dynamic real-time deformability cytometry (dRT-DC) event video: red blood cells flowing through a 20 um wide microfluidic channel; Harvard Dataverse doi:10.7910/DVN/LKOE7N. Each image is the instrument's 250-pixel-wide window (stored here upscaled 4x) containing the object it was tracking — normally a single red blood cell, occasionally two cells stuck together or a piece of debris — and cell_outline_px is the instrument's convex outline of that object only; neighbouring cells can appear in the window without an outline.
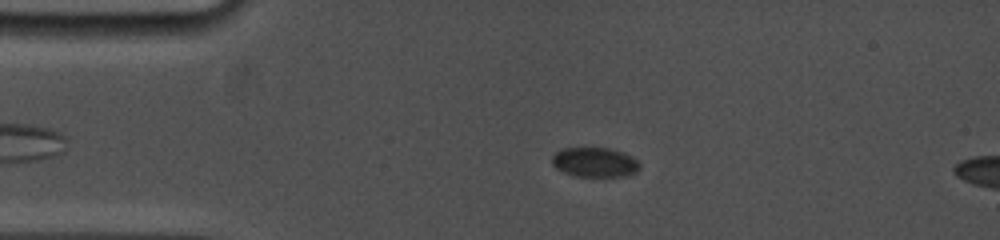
{"species": "common noctule bat (a hibernating species)", "species_latin": "Nyctalus noctula", "temperature_condition": "cold", "stored_images_in_passage": 11, "camera_frame_rate_fps": 5000, "um_per_image_px": 0.085, "animal": {"sex": "female", "body_mass_g": 19.0, "forearm_length_mm": 53.3}, "frame": {"image": 1, "passage_image": 7, "time_ms": 3.0, "image_size_px": [1000, 240], "cell_outline_px": [[640, 168], [636, 172], [624, 176], [576, 176], [564, 172], [556, 168], [552, 164], [552, 156], [556, 152], [564, 148], [612, 148], [624, 152], [632, 156], [640, 164]], "centroid_in_image_um": [50.57, 13.78], "position_along_channel_um": 34.4, "area_um2": 15.14}}